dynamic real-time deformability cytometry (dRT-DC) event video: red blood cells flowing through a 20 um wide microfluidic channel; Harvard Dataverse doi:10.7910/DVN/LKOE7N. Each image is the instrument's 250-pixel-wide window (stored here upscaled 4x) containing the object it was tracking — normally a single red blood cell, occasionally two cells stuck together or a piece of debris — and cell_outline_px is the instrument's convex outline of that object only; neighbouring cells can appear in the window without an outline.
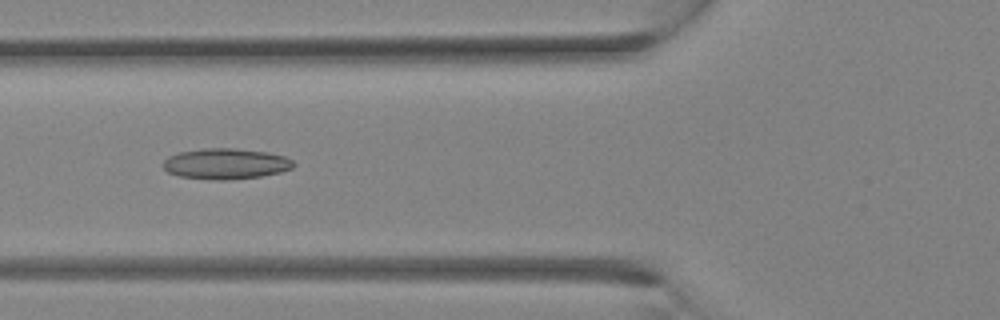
{"species": "Egyptian fruit bat (a non-hibernating species)", "species_latin": "Rousettus aegyptiacus", "temperature_condition": "room temperature", "stored_images_in_passage": 33, "camera_frame_rate_fps": 3000, "um_per_image_px": 0.085, "animal": {"sex": "female"}, "frame": {"image": 1, "passage_image": 13, "time_ms": 4.0, "image_size_px": [1000, 320], "cell_outline_px": [[296, 164], [292, 168], [280, 172], [260, 176], [228, 180], [216, 180], [180, 176], [168, 172], [164, 168], [164, 160], [168, 156], [180, 152], [204, 148], [232, 148], [268, 152], [284, 156], [292, 160]], "centroid_in_image_um": [19.2, 13.91], "position_along_channel_um": 106.6, "area_um2": 23.24}}
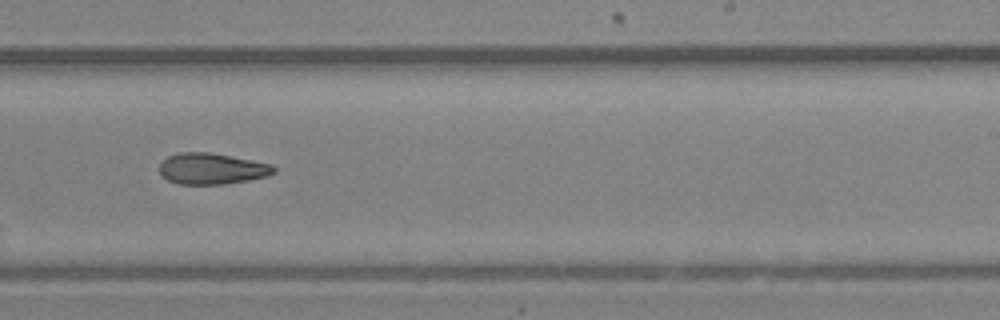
{"frame": {"image": 2, "passage_image": 21, "time_ms": 6.667, "image_size_px": [1000, 320], "cell_outline_px": [[276, 172], [268, 176], [248, 180], [224, 184], [176, 184], [168, 180], [160, 172], [160, 164], [168, 156], [180, 152], [208, 152], [252, 160], [272, 164], [276, 168]], "centroid_in_image_um": [18.03, 14.34], "position_along_channel_um": 271.0, "area_um2": 20.69}}
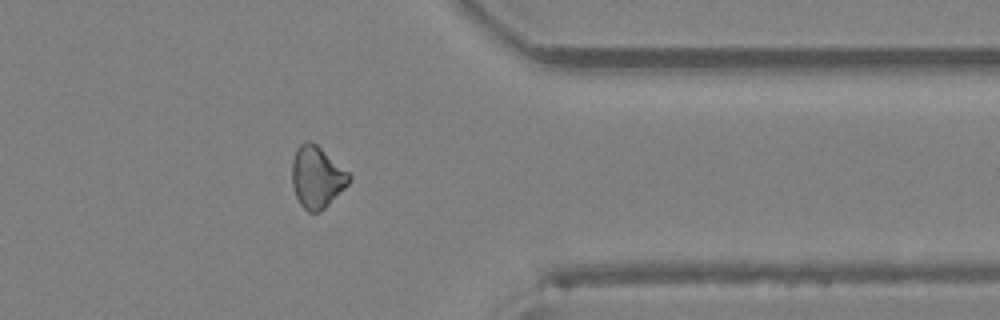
{"frame": {"image": 3, "passage_image": 27, "time_ms": 8.667, "image_size_px": [1000, 320], "cell_outline_px": [[352, 180], [320, 212], [308, 212], [300, 204], [296, 196], [292, 184], [292, 160], [296, 148], [304, 140], [308, 140], [316, 144], [348, 172], [352, 176]], "centroid_in_image_um": [26.91, 15.04], "position_along_channel_um": 384.5, "area_um2": 20.4}}